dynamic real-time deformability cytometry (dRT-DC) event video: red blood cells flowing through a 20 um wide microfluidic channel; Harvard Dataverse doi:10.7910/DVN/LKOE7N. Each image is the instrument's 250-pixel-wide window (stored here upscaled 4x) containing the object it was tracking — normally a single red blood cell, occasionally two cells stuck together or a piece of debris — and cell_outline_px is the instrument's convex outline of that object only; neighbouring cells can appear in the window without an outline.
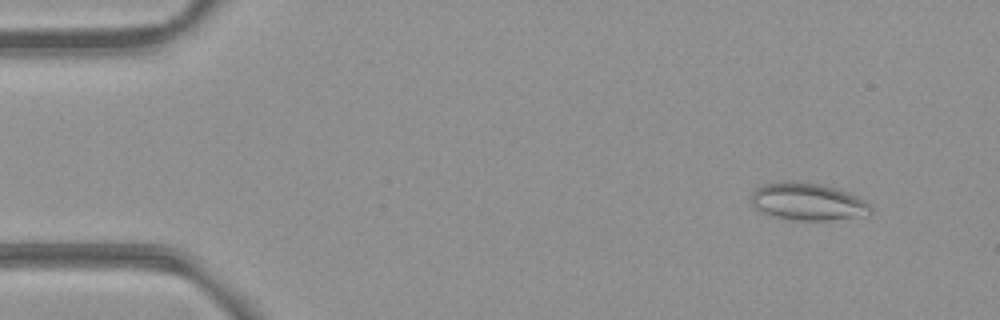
{"species": "common noctule bat (a hibernating species)", "species_latin": "Nyctalus noctula", "temperature_condition": "room temperature", "stored_images_in_passage": 53, "camera_frame_rate_fps": 3000, "um_per_image_px": 0.085, "animal": {"sex": "female", "body_mass_g": 21.9}, "frame": {"image": 1, "passage_image": 5, "time_ms": 1.333, "image_size_px": [1000, 320], "cell_outline_px": [[872, 212], [828, 220], [796, 220], [756, 212], [752, 204], [752, 192], [756, 188], [764, 184], [784, 180], [820, 184], [836, 188], [848, 192], [864, 200], [872, 208]], "centroid_in_image_um": [68.56, 17.12], "position_along_channel_um": 16.4, "area_um2": 25.66}}
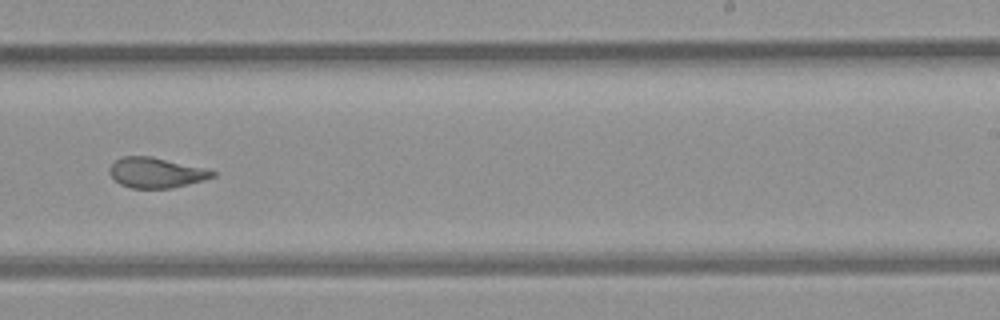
{"frame": {"image": 2, "passage_image": 33, "time_ms": 10.667, "image_size_px": [1000, 320], "cell_outline_px": [[216, 176], [204, 180], [172, 188], [132, 188], [120, 184], [108, 172], [108, 168], [116, 160], [124, 156], [152, 156], [216, 172]], "centroid_in_image_um": [13.23, 14.68], "position_along_channel_um": 275.8, "area_um2": 17.86}}
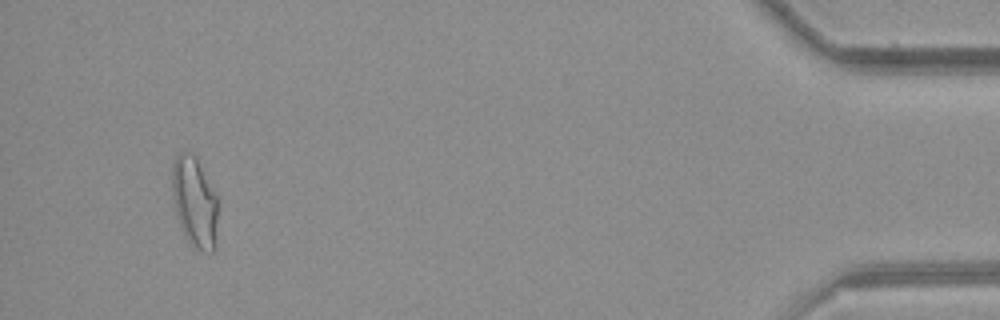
{"frame": {"image": 3, "passage_image": 50, "time_ms": 16.333, "image_size_px": [1000, 320], "cell_outline_px": [[216, 248], [212, 252], [204, 252], [196, 248], [184, 236], [176, 216], [172, 192], [172, 164], [176, 156], [180, 152], [192, 152], [196, 156], [216, 196]], "centroid_in_image_um": [16.51, 17.17], "position_along_channel_um": 418.7, "area_um2": 24.04}, "authors_computed_cell_mechanics": {"area_um2": 20.4612, "velocity_mm_per_s": 3.9344, "shape_relaxation_time_tau1_ms": null, "shape_relaxation_time_tau2_ms": 1.4147, "deformation_change_tau1": null, "deformation_change_tau2": 0.0722}}